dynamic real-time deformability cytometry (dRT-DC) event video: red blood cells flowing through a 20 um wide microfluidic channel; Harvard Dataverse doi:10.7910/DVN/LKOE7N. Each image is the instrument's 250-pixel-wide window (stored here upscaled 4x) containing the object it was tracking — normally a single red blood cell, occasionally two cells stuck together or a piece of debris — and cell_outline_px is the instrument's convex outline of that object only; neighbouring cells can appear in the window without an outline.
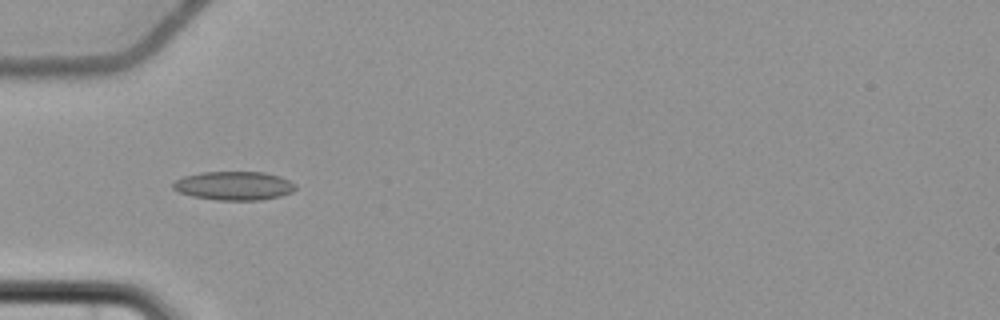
{"species": "common noctule bat (a hibernating species)", "species_latin": "Nyctalus noctula", "temperature_condition": "cold", "stored_images_in_passage": 9, "camera_frame_rate_fps": 3000, "um_per_image_px": 0.085, "animal": {"sex": "female", "body_mass_g": 22.7, "forearm_length_mm": 54.2}, "frame": {"image": 1, "passage_image": 4, "time_ms": 4.333, "image_size_px": [1000, 320], "cell_outline_px": [[296, 188], [292, 192], [280, 196], [260, 200], [216, 200], [192, 196], [180, 192], [172, 188], [172, 184], [176, 180], [184, 176], [204, 172], [264, 172], [280, 176], [296, 184]], "centroid_in_image_um": [19.9, 15.79], "position_along_channel_um": 65.1, "area_um2": 20.46}}
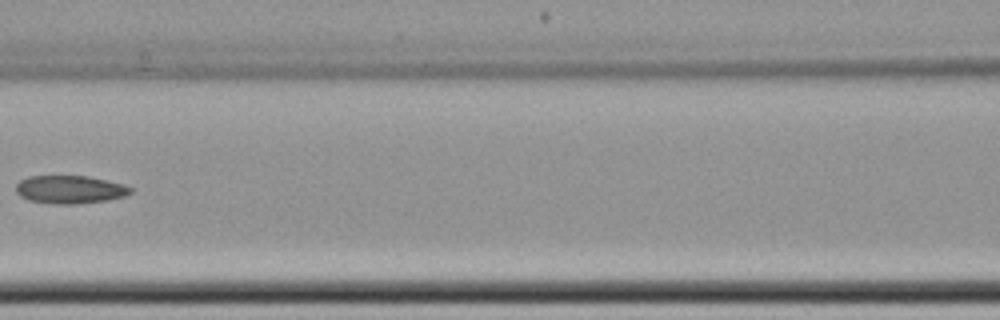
{"frame": {"image": 2, "passage_image": 6, "time_ms": 7.0, "image_size_px": [1000, 320], "cell_outline_px": [[132, 192], [124, 196], [108, 200], [76, 204], [48, 204], [28, 200], [20, 196], [16, 192], [16, 184], [20, 180], [28, 176], [88, 176], [124, 184], [132, 188]], "centroid_in_image_um": [5.92, 16.11], "position_along_channel_um": 160.7, "area_um2": 18.9}}
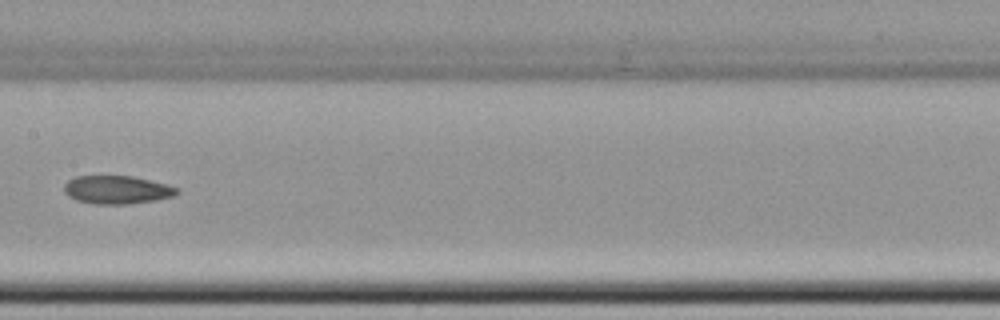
{"frame": {"image": 3, "passage_image": 7, "time_ms": 8.0, "image_size_px": [1000, 320], "cell_outline_px": [[180, 192], [176, 196], [156, 200], [128, 204], [96, 204], [76, 200], [68, 196], [64, 192], [64, 184], [68, 180], [76, 176], [132, 176], [180, 188]], "centroid_in_image_um": [9.95, 16.14], "position_along_channel_um": 197.4, "area_um2": 18.61}}